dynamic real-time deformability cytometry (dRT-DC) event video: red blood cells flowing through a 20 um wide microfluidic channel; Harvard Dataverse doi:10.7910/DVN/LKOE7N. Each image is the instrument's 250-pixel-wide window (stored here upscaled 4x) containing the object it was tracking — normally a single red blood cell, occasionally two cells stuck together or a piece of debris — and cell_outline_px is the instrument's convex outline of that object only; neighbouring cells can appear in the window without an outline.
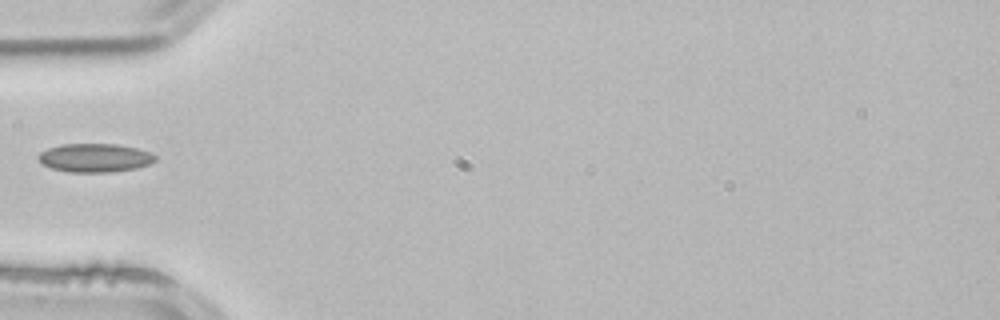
{"species": "common noctule bat (a hibernating species)", "species_latin": "Nyctalus noctula", "temperature_condition": "room temperature", "stored_images_in_passage": 5, "camera_frame_rate_fps": 3000, "um_per_image_px": 0.085, "animal": {"sex": "male", "body_mass_g": 21.5, "forearm_length_mm": 52.0}, "frame": {"image": 1, "passage_image": 1, "time_ms": 0.0, "image_size_px": [1000, 320], "cell_outline_px": [[156, 160], [148, 164], [136, 168], [112, 172], [72, 172], [52, 168], [44, 164], [36, 156], [40, 152], [48, 148], [60, 144], [116, 144], [136, 148], [152, 152], [156, 156]], "centroid_in_image_um": [8.08, 13.41], "position_along_channel_um": 76.9, "area_um2": 19.42}}